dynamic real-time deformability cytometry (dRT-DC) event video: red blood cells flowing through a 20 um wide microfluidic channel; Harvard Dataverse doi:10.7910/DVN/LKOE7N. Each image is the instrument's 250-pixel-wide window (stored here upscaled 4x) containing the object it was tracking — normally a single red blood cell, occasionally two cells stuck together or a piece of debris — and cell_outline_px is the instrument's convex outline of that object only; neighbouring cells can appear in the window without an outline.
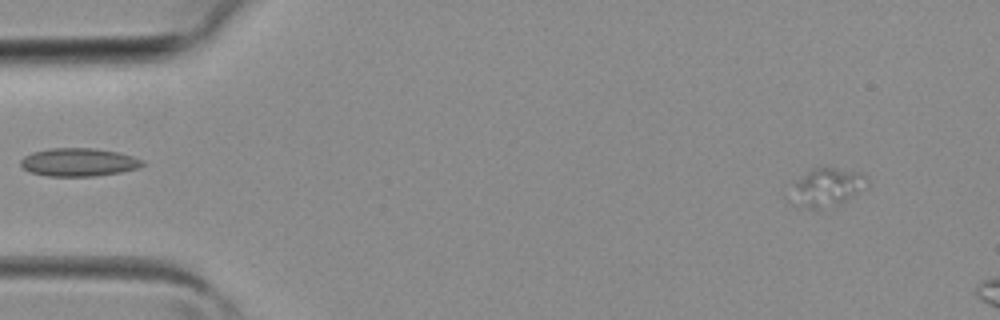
{"species": "common noctule bat (a hibernating species)", "species_latin": "Nyctalus noctula", "temperature_condition": "room temperature", "stored_images_in_passage": 4, "camera_frame_rate_fps": 3000, "um_per_image_px": 0.085, "animal": {"sex": "female", "body_mass_g": 19.3, "forearm_length_mm": 54.1}, "frame": {"image": 1, "passage_image": 4, "time_ms": 1.0, "image_size_px": [1000, 320], "cell_outline_px": [[868, 188], [840, 204], [816, 208], [804, 208], [800, 204], [796, 184], [812, 168], [832, 168], [860, 172], [868, 180]], "centroid_in_image_um": [70.51, 15.89], "position_along_channel_um": 14.5, "area_um2": 15.78}}